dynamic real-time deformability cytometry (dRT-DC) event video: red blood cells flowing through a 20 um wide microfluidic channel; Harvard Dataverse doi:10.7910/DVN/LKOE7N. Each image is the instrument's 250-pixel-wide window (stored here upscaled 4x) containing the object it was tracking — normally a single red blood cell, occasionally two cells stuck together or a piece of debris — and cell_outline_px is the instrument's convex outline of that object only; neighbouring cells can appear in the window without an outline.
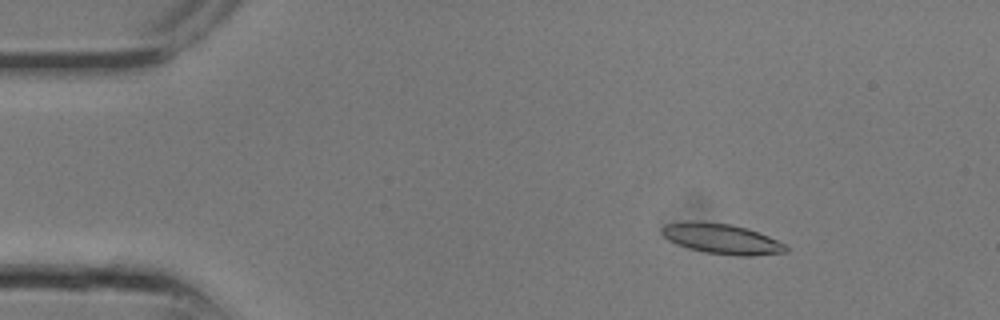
{"species": "common noctule bat (a hibernating species)", "species_latin": "Nyctalus noctula", "temperature_condition": "room temperature", "stored_images_in_passage": 8, "camera_frame_rate_fps": 3000, "um_per_image_px": 0.085, "animal": {"sex": "male", "body_mass_g": 13.3}, "frame": {"image": 1, "passage_image": 4, "time_ms": 1.0, "image_size_px": [1000, 320], "cell_outline_px": [[788, 252], [752, 256], [736, 256], [704, 252], [688, 248], [676, 244], [668, 240], [660, 232], [660, 228], [664, 224], [688, 220], [704, 220], [732, 224], [748, 228], [768, 236], [784, 244], [788, 248]], "centroid_in_image_um": [61.29, 20.28], "position_along_channel_um": 23.7, "area_um2": 22.37}}
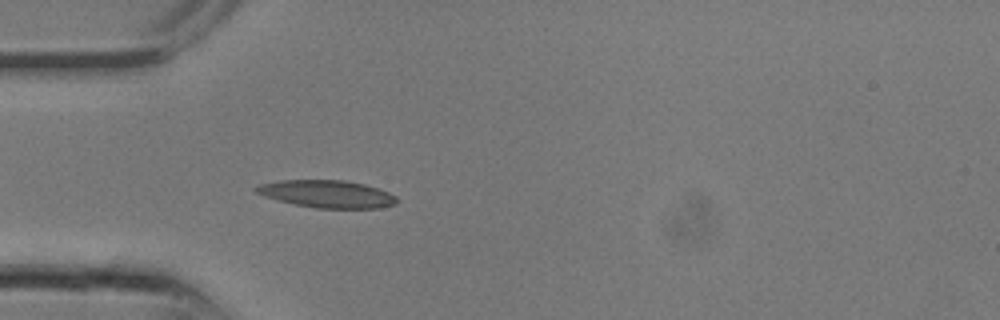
{"frame": {"image": 2, "passage_image": 8, "time_ms": 2.333, "image_size_px": [1000, 320], "cell_outline_px": [[396, 204], [380, 208], [316, 208], [296, 204], [264, 196], [256, 192], [252, 188], [260, 184], [280, 180], [344, 180], [364, 184], [388, 192], [396, 196]], "centroid_in_image_um": [27.79, 16.48], "position_along_channel_um": 57.2, "area_um2": 22.31}}